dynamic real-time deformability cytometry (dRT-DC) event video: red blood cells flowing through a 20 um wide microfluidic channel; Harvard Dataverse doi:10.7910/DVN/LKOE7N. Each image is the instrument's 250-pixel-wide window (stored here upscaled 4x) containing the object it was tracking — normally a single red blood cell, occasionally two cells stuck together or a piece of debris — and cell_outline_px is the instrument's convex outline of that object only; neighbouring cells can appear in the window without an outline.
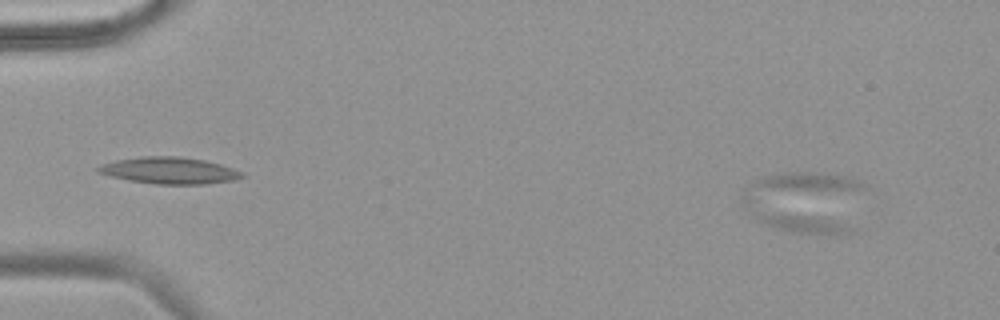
{"species": "common noctule bat (a hibernating species)", "species_latin": "Nyctalus noctula", "temperature_condition": "warm", "stored_images_in_passage": 16, "camera_frame_rate_fps": 3000, "um_per_image_px": 0.085, "animal": {"sex": "female", "body_mass_g": 18.4}, "frame": {"image": 1, "passage_image": 3, "time_ms": 0.667, "image_size_px": [1000, 320], "cell_outline_px": [[868, 188], [840, 232], [796, 232], [780, 228], [768, 224], [760, 220], [744, 208], [744, 184], [752, 180], [764, 176], [784, 172], [804, 172], [844, 176], [856, 180], [864, 184]], "centroid_in_image_um": [68.31, 17.06], "position_along_channel_um": 16.7, "area_um2": 42.43}}